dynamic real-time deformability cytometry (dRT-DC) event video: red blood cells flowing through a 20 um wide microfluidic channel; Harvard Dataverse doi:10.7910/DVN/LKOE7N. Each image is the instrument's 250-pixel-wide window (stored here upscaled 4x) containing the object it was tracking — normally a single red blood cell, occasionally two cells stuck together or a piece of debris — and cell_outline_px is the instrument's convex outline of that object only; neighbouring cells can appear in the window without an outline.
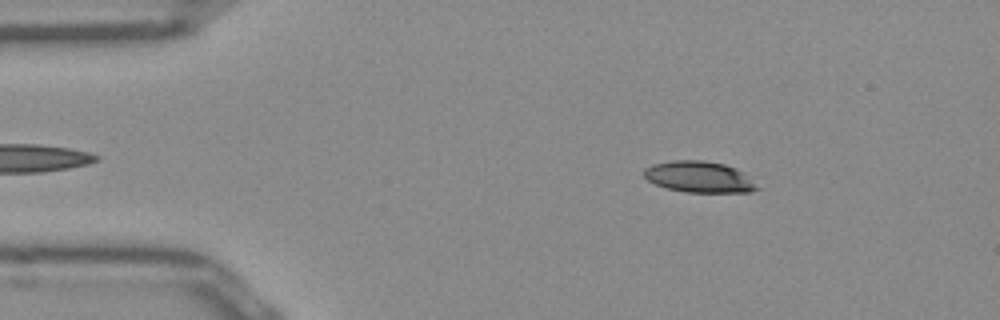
{"species": "Egyptian fruit bat (a non-hibernating species)", "species_latin": "Rousettus aegyptiacus", "temperature_condition": "room temperature", "stored_images_in_passage": 50, "camera_frame_rate_fps": 3000, "um_per_image_px": 0.085, "frame": {"image": 1, "passage_image": 7, "time_ms": 2.0, "image_size_px": [1000, 320], "cell_outline_px": [[764, 188], [752, 192], [688, 192], [668, 188], [656, 184], [648, 180], [644, 176], [644, 168], [652, 164], [672, 160], [704, 160], [724, 164], [736, 168], [744, 172]], "centroid_in_image_um": [59.52, 15.03], "position_along_channel_um": 25.5, "area_um2": 20.87}}
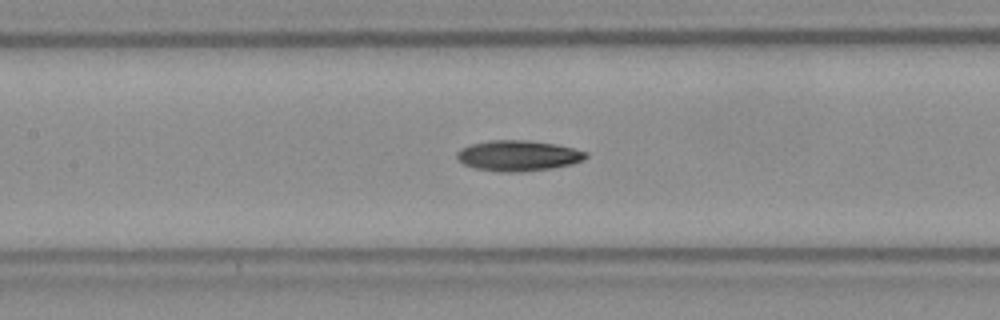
{"frame": {"image": 2, "passage_image": 22, "time_ms": 7.0, "image_size_px": [1000, 320], "cell_outline_px": [[588, 156], [584, 160], [572, 164], [552, 168], [516, 172], [500, 172], [476, 168], [464, 164], [456, 160], [456, 152], [460, 148], [472, 144], [488, 140], [524, 140], [556, 144], [588, 152]], "centroid_in_image_um": [44.03, 13.23], "position_along_channel_um": 163.4, "area_um2": 23.06}}
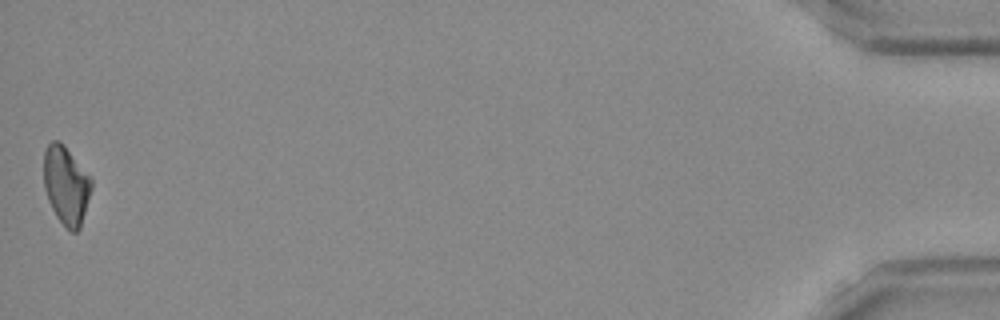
{"frame": {"image": 3, "passage_image": 50, "time_ms": 16.333, "image_size_px": [1000, 320], "cell_outline_px": [[92, 188], [80, 228], [76, 232], [72, 232], [56, 216], [48, 200], [44, 188], [44, 152], [48, 144], [52, 140], [60, 140], [64, 144], [92, 176]], "centroid_in_image_um": [5.64, 15.7], "position_along_channel_um": 429.6, "area_um2": 21.96}, "authors_computed_cell_mechanics": {"area_um2": 21.9351, "velocity_mm_per_s": 3.9486, "shape_relaxation_time_tau1_ms": 5.5776, "shape_relaxation_time_tau2_ms": null, "deformation_change_tau1": 0.1401, "deformation_change_tau2": null}}